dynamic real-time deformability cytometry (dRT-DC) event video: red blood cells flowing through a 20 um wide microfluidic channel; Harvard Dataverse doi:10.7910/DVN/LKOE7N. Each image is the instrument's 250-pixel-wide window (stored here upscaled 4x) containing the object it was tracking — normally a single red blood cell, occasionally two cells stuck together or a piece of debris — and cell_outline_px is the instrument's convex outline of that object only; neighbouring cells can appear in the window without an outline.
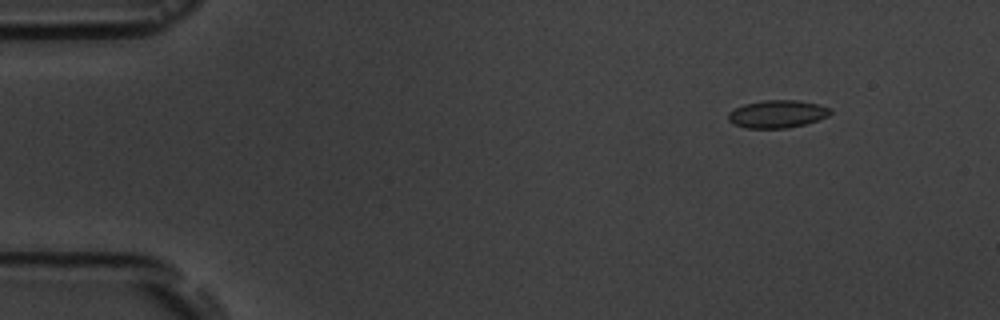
{"species": "common noctule bat (a hibernating species)", "species_latin": "Nyctalus noctula", "temperature_condition": "room temperature", "stored_images_in_passage": 5, "camera_frame_rate_fps": 3000, "um_per_image_px": 0.085, "animal": {"sex": "male", "body_mass_g": 19.5, "forearm_length_mm": 54.6}, "frame": {"image": 1, "passage_image": 2, "time_ms": 1.333, "image_size_px": [1000, 320], "cell_outline_px": [[832, 112], [828, 116], [820, 120], [788, 128], [748, 128], [732, 124], [728, 120], [728, 112], [744, 104], [764, 100], [800, 100], [820, 104], [832, 108]], "centroid_in_image_um": [66.11, 9.68], "position_along_channel_um": 18.9, "area_um2": 16.7}}
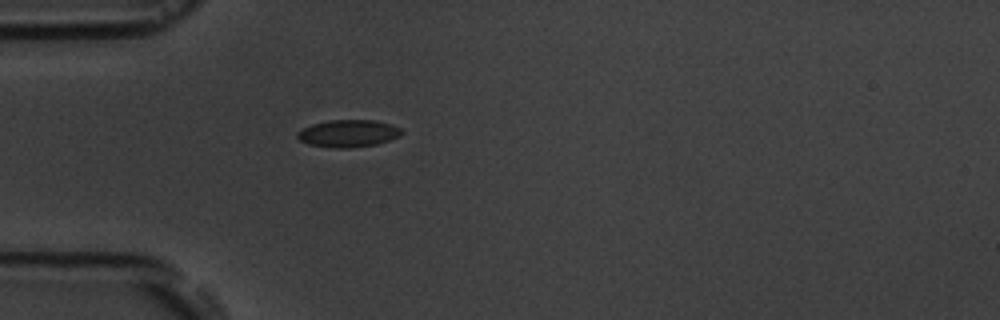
{"frame": {"image": 2, "passage_image": 5, "time_ms": 4.667, "image_size_px": [1000, 320], "cell_outline_px": [[404, 132], [400, 136], [376, 144], [348, 148], [332, 148], [308, 144], [300, 140], [296, 136], [296, 132], [312, 124], [328, 120], [376, 120], [392, 124], [400, 128]], "centroid_in_image_um": [29.6, 11.33], "position_along_channel_um": 55.4, "area_um2": 16.65}}